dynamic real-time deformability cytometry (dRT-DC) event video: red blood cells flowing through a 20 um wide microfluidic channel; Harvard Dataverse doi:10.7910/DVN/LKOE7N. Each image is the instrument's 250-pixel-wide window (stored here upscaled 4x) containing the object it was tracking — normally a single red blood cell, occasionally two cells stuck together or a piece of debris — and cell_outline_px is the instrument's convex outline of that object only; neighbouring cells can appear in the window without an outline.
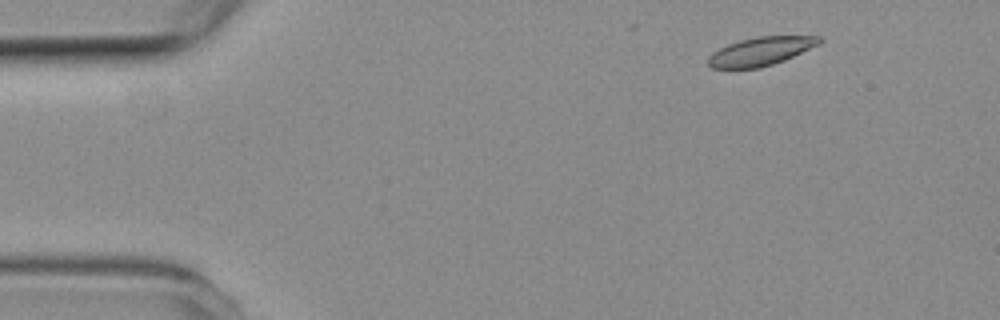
{"species": "common noctule bat (a hibernating species)", "species_latin": "Nyctalus noctula", "temperature_condition": "room temperature", "stored_images_in_passage": 5, "segment_of_instrument_passage": [2, 2], "camera_frame_rate_fps": 3000, "um_per_image_px": 0.085, "animal": {"sex": "female", "body_mass_g": 19.3, "forearm_length_mm": 54.1}, "frame": {"image": 1, "passage_image": 5, "time_ms": 5.667, "image_size_px": [1000, 320], "cell_outline_px": [[824, 40], [820, 44], [784, 60], [760, 68], [712, 68], [708, 64], [708, 56], [712, 52], [728, 44], [740, 40], [756, 36], [820, 36]], "centroid_in_image_um": [64.67, 4.35], "position_along_channel_um": 20.3, "area_um2": 18.44}}